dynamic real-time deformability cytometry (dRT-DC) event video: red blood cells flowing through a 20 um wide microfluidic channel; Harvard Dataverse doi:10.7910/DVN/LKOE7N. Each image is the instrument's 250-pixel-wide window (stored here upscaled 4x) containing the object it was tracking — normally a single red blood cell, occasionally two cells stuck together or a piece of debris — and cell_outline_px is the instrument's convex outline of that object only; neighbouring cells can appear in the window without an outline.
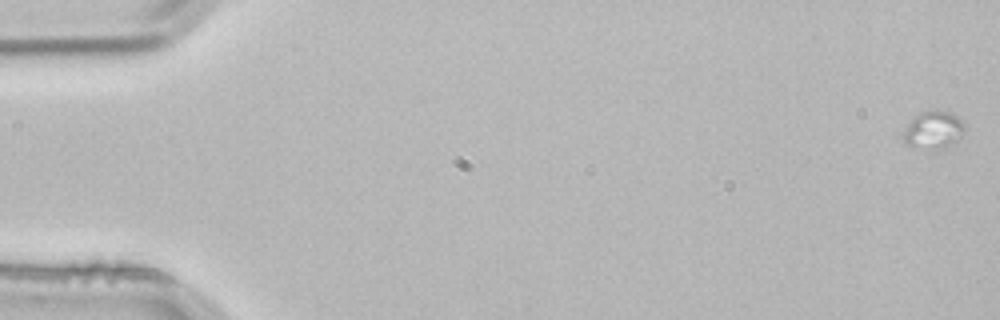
{"species": "common noctule bat (a hibernating species)", "species_latin": "Nyctalus noctula", "temperature_condition": "room temperature", "stored_images_in_passage": 3, "camera_frame_rate_fps": 3000, "um_per_image_px": 0.085, "animal": {"sex": "male", "body_mass_g": 21.5, "forearm_length_mm": 52.0}, "frame": {"image": 1, "passage_image": 1, "time_ms": 0.0, "image_size_px": [1000, 320], "cell_outline_px": [[964, 132], [948, 148], [912, 148], [904, 144], [904, 132], [908, 124], [920, 112], [932, 108], [940, 108], [952, 112], [964, 120]], "centroid_in_image_um": [79.37, 11.0], "position_along_channel_um": 5.6, "area_um2": 13.81}}